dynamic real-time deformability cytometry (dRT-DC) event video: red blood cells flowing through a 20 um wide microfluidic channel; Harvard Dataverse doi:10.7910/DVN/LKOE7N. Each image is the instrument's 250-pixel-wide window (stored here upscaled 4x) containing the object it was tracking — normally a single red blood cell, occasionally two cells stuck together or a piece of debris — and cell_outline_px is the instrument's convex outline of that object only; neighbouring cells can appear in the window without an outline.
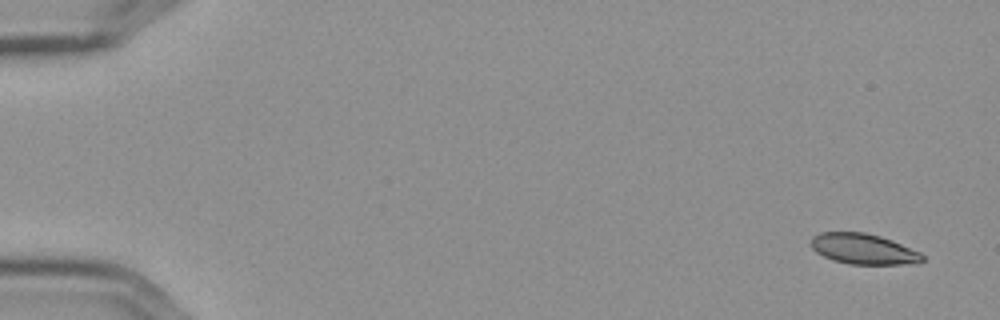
{"species": "Egyptian fruit bat (a non-hibernating species)", "species_latin": "Rousettus aegyptiacus", "temperature_condition": "cold", "stored_images_in_passage": 5, "camera_frame_rate_fps": 3000, "um_per_image_px": 0.085, "frame": {"image": 1, "passage_image": 1, "time_ms": 0.0, "image_size_px": [1000, 320], "cell_outline_px": [[924, 260], [916, 264], [848, 264], [832, 260], [816, 252], [812, 248], [812, 236], [820, 232], [864, 232], [880, 236], [892, 240], [920, 252], [924, 256]], "centroid_in_image_um": [73.4, 21.16], "position_along_channel_um": 11.6, "area_um2": 19.88}}